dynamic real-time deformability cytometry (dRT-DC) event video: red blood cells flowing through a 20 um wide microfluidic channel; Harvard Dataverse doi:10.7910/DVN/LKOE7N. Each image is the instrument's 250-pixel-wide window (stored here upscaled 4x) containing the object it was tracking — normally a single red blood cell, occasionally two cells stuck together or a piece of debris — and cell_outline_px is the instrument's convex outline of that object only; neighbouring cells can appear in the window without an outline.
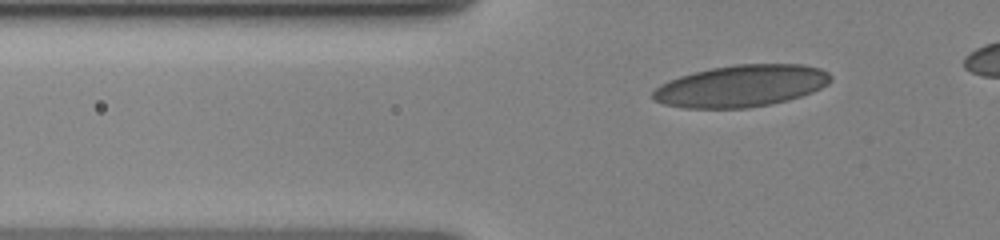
{"species": "human", "species_latin": "Homo sapiens", "temperature_condition": "cold", "stored_images_in_passage": 62, "camera_frame_rate_fps": 3000, "um_per_image_px": 0.085, "donor": {"sex": "female"}, "frame": {"image": 1, "passage_image": 14, "time_ms": 3.333, "image_size_px": [1000, 240], "cell_outline_px": [[832, 80], [828, 84], [812, 92], [788, 100], [772, 104], [748, 108], [684, 108], [664, 104], [652, 100], [652, 92], [660, 84], [668, 80], [680, 76], [712, 68], [736, 64], [804, 64], [820, 68], [828, 72], [832, 76]], "centroid_in_image_um": [63.01, 7.31], "position_along_channel_um": 62.8, "area_um2": 43.52}}
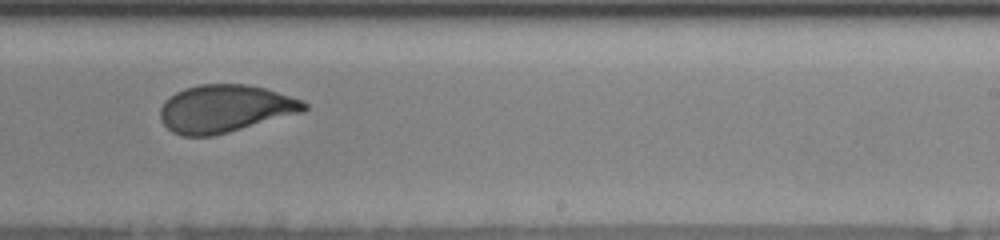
{"frame": {"image": 2, "passage_image": 39, "time_ms": 9.667, "image_size_px": [1000, 240], "cell_outline_px": [[308, 108], [304, 112], [228, 132], [212, 136], [180, 136], [172, 132], [160, 120], [160, 108], [164, 100], [176, 92], [184, 88], [200, 84], [248, 84], [264, 88], [300, 100], [308, 104]], "centroid_in_image_um": [19.09, 9.24], "position_along_channel_um": 269.9, "area_um2": 39.88}}
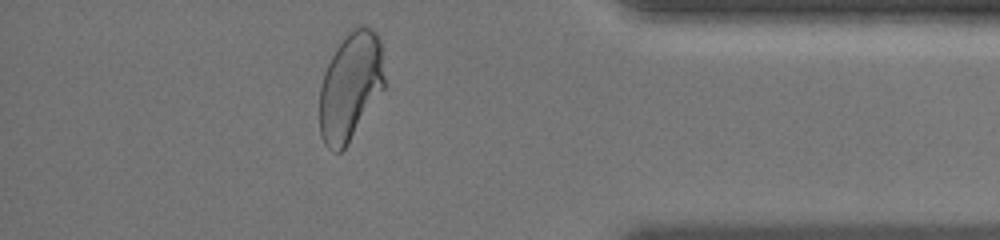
{"frame": {"image": 3, "passage_image": 59, "time_ms": 14.0, "image_size_px": [1000, 240], "cell_outline_px": [[384, 88], [348, 144], [340, 152], [336, 152], [328, 148], [324, 144], [320, 136], [320, 88], [324, 72], [340, 36], [352, 28], [360, 24], [372, 28], [376, 32], [380, 40], [384, 76]], "centroid_in_image_um": [29.77, 7.29], "position_along_channel_um": 405.4, "area_um2": 41.38}}